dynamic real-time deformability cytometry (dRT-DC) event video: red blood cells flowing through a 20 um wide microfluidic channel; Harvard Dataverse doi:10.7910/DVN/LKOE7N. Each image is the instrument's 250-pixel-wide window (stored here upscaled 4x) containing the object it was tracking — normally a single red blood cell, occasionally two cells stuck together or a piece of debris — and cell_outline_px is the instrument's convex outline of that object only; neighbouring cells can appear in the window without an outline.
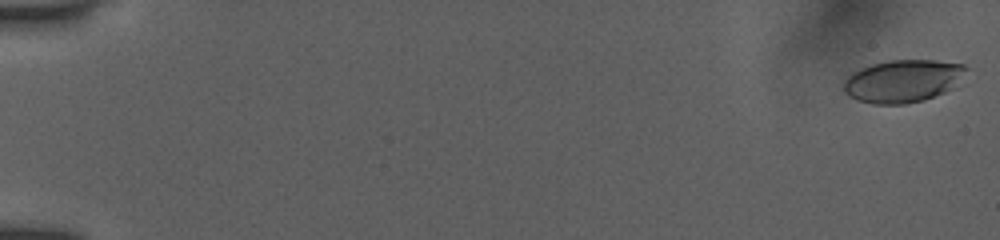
{"species": "human", "species_latin": "Homo sapiens", "temperature_condition": "room temperature", "stored_images_in_passage": 54, "camera_frame_rate_fps": 3000, "um_per_image_px": 0.085, "donor": {"sex": "female"}, "frame": {"image": 1, "passage_image": 1, "time_ms": 0.0, "image_size_px": [1000, 240], "cell_outline_px": [[968, 68], [944, 92], [924, 100], [904, 104], [872, 104], [848, 96], [844, 92], [844, 80], [848, 76], [872, 64], [888, 60], [932, 60], [964, 64]], "centroid_in_image_um": [76.69, 6.89], "position_along_channel_um": 8.3, "area_um2": 29.71}}
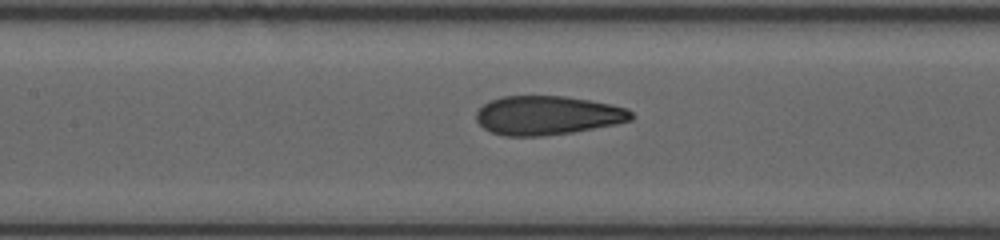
{"frame": {"image": 2, "passage_image": 27, "time_ms": 8.667, "image_size_px": [1000, 240], "cell_outline_px": [[636, 116], [632, 120], [616, 124], [572, 132], [544, 136], [504, 136], [492, 132], [484, 128], [476, 120], [476, 112], [484, 104], [492, 100], [504, 96], [564, 96], [612, 104], [628, 108]], "centroid_in_image_um": [46.57, 9.81], "position_along_channel_um": 160.8, "area_um2": 35.26}}
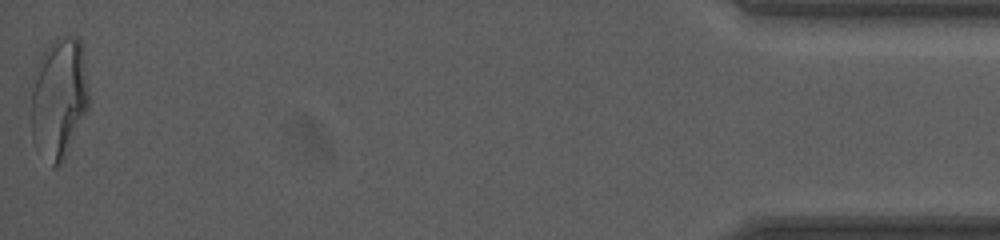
{"frame": {"image": 3, "passage_image": 54, "time_ms": 17.667, "image_size_px": [1000, 240], "cell_outline_px": [[88, 112], [64, 160], [56, 168], [52, 168], [32, 140], [32, 88], [36, 64], [52, 40], [56, 36], [76, 36], [80, 40], [84, 52], [88, 92]], "centroid_in_image_um": [5.03, 8.34], "position_along_channel_um": 430.2, "area_um2": 41.15}, "authors_computed_cell_mechanics": {"area_um2": 35.2869, "velocity_mm_per_s": 3.9361, "shape_relaxation_time_tau1_ms": 11.0782, "shape_relaxation_time_tau2_ms": 1.1269, "deformation_change_tau1": 0.3025, "deformation_change_tau2": 0.0905}}